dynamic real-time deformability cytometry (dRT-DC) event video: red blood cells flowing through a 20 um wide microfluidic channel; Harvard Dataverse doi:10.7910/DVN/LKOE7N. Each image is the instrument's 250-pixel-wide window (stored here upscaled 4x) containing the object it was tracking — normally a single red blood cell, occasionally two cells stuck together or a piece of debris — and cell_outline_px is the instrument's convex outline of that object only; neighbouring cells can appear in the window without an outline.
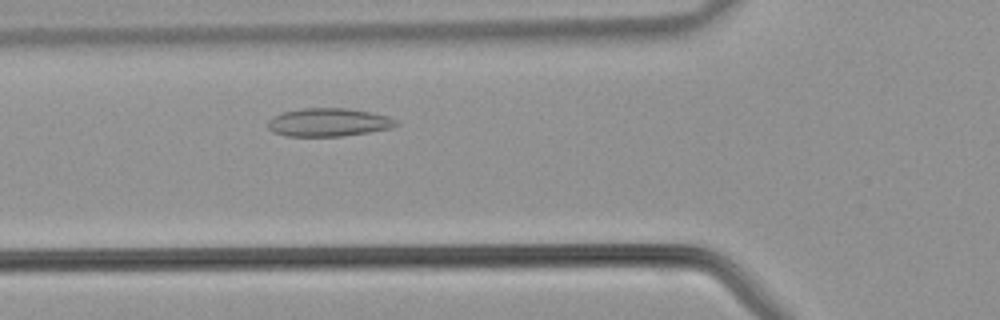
{"species": "common noctule bat (a hibernating species)", "species_latin": "Nyctalus noctula", "temperature_condition": "warm", "stored_images_in_passage": 27, "camera_frame_rate_fps": 3000, "um_per_image_px": 0.085, "animal": {"sex": "male", "body_mass_g": 21.5, "forearm_length_mm": 52.0}, "frame": {"image": 1, "passage_image": 4, "time_ms": 1.0, "image_size_px": [1000, 320], "cell_outline_px": [[400, 124], [392, 128], [368, 132], [340, 136], [284, 136], [272, 132], [268, 128], [268, 120], [272, 116], [284, 112], [304, 108], [348, 108], [372, 112], [388, 116], [396, 120]], "centroid_in_image_um": [27.93, 10.39], "position_along_channel_um": 97.9, "area_um2": 21.21}}
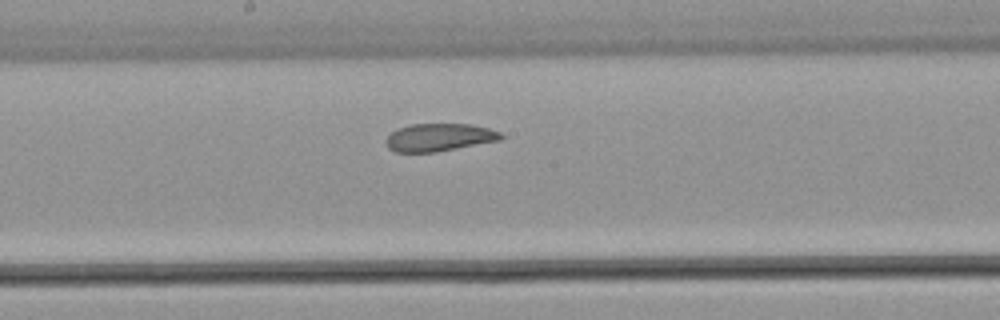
{"frame": {"image": 2, "passage_image": 11, "time_ms": 3.333, "image_size_px": [1000, 320], "cell_outline_px": [[504, 136], [500, 140], [436, 152], [396, 152], [388, 148], [384, 140], [396, 128], [408, 124], [472, 124], [488, 128], [500, 132]], "centroid_in_image_um": [37.3, 11.67], "position_along_channel_um": 210.9, "area_um2": 18.67}}
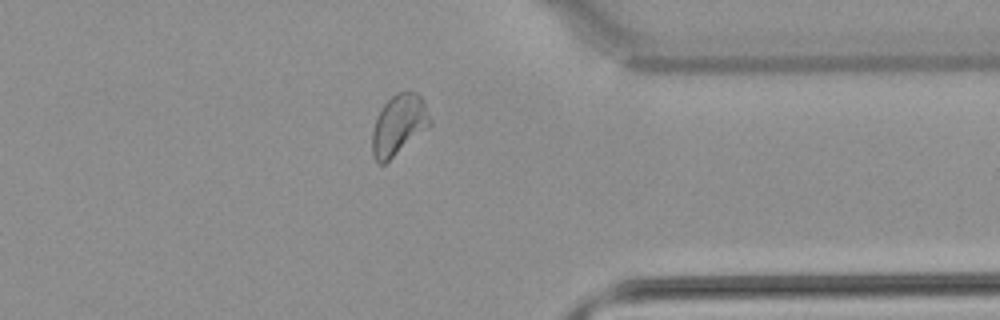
{"frame": {"image": 3, "passage_image": 22, "time_ms": 7.0, "image_size_px": [1000, 320], "cell_outline_px": [[432, 124], [428, 128], [384, 164], [380, 164], [372, 156], [372, 132], [376, 120], [384, 104], [396, 92], [416, 92], [424, 100], [432, 120]], "centroid_in_image_um": [33.92, 10.61], "position_along_channel_um": 377.5, "area_um2": 20.23}}